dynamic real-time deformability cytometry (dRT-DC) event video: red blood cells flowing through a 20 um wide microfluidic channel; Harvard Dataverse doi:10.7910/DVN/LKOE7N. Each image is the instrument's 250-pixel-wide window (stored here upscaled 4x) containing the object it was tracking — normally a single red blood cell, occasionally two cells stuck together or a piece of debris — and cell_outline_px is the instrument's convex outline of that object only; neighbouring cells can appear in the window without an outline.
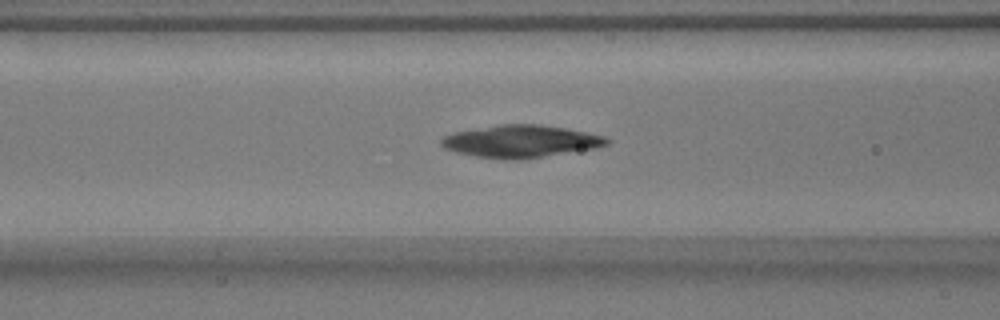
{"species": "common noctule bat (a hibernating species)", "species_latin": "Nyctalus noctula", "temperature_condition": "warm", "stored_images_in_passage": 37, "camera_frame_rate_fps": 3000, "um_per_image_px": 0.085, "animal": {"sex": "male", "body_mass_g": 17.9}, "frame": {"image": 1, "passage_image": 11, "time_ms": 3.333, "image_size_px": [1000, 320], "cell_outline_px": [[612, 140], [608, 144], [596, 148], [520, 160], [500, 160], [476, 156], [456, 152], [444, 148], [440, 144], [440, 140], [444, 136], [456, 132], [496, 124], [540, 124], [564, 128], [604, 136]], "centroid_in_image_um": [44.25, 12.02], "position_along_channel_um": 122.3, "area_um2": 31.33}}
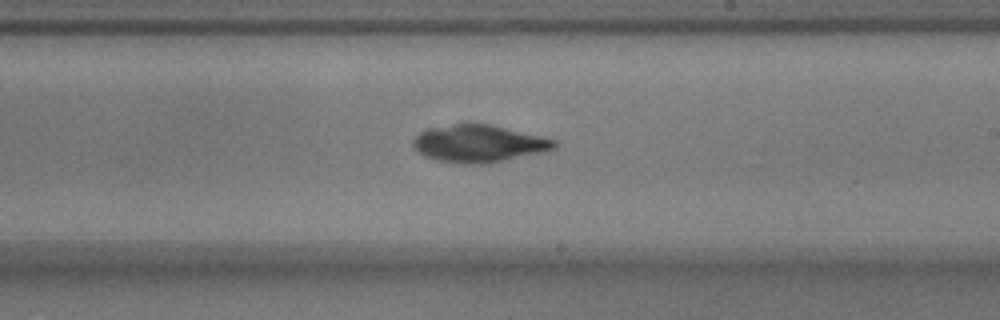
{"frame": {"image": 2, "passage_image": 21, "time_ms": 6.667, "image_size_px": [1000, 320], "cell_outline_px": [[560, 144], [556, 148], [544, 152], [488, 164], [464, 164], [440, 160], [424, 156], [412, 144], [412, 140], [420, 132], [428, 128], [464, 120], [468, 120], [488, 124], [540, 136], [556, 140]], "centroid_in_image_um": [40.7, 12.17], "position_along_channel_um": 248.3, "area_um2": 31.33}}
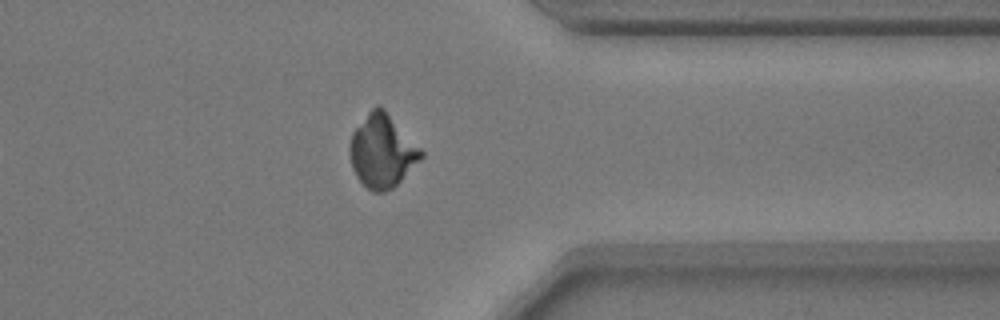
{"frame": {"image": 3, "passage_image": 32, "time_ms": 10.333, "image_size_px": [1000, 320], "cell_outline_px": [[424, 156], [392, 188], [384, 192], [372, 192], [356, 176], [352, 168], [352, 132], [368, 112], [376, 104], [380, 104], [384, 108], [424, 152]], "centroid_in_image_um": [32.51, 12.82], "position_along_channel_um": 378.9, "area_um2": 29.65}}